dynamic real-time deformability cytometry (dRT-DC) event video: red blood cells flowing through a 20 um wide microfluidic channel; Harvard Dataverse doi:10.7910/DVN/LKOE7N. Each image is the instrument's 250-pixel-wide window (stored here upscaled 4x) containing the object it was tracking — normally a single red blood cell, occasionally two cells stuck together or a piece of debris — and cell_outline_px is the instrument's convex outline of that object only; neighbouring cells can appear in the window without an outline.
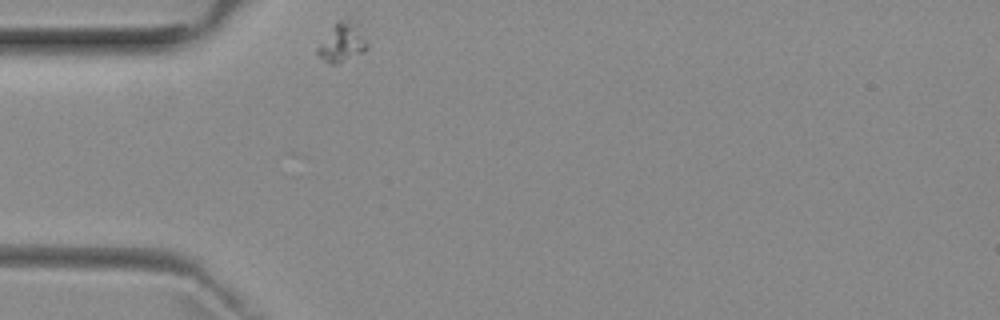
{"species": "common noctule bat (a hibernating species)", "species_latin": "Nyctalus noctula", "temperature_condition": "room temperature", "stored_images_in_passage": 1, "camera_frame_rate_fps": 3000, "um_per_image_px": 0.085, "animal": {"sex": "female", "body_mass_g": 29.2, "forearm_length_mm": 56.3}, "frame": {"image": 1, "passage_image": 1, "time_ms": 0.0, "image_size_px": [1000, 320], "cell_outline_px": [[368, 48], [364, 52], [336, 64], [328, 64], [316, 52], [316, 48], [336, 20], [348, 16], [360, 24], [368, 44]], "centroid_in_image_um": [29.12, 3.54], "position_along_channel_um": 55.9, "area_um2": 11.73}}